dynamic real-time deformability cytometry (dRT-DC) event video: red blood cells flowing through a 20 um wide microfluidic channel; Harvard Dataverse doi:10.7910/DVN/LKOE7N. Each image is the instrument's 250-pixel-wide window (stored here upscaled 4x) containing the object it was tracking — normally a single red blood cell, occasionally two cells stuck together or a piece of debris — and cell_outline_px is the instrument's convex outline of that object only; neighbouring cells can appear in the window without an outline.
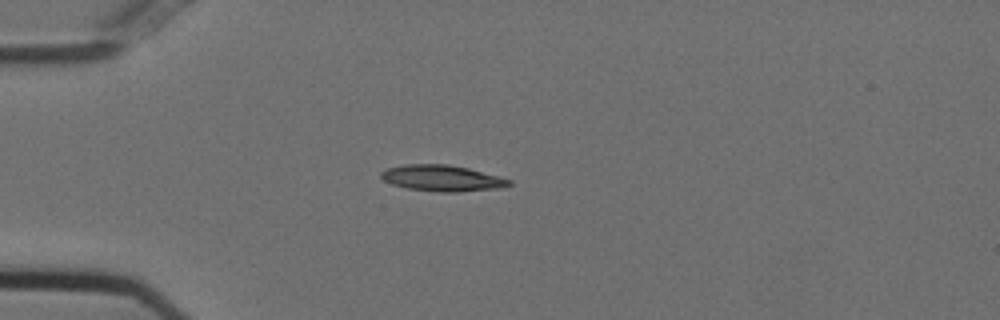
{"species": "Egyptian fruit bat (a non-hibernating species)", "species_latin": "Rousettus aegyptiacus", "temperature_condition": "cold", "stored_images_in_passage": 41, "camera_frame_rate_fps": 3000, "um_per_image_px": 0.085, "animal": {"sex": "female"}, "frame": {"image": 1, "passage_image": 1, "time_ms": 0.0, "image_size_px": [1000, 320], "cell_outline_px": [[512, 184], [496, 188], [456, 192], [440, 192], [408, 188], [392, 184], [384, 180], [380, 176], [380, 172], [388, 168], [404, 164], [448, 164], [468, 168], [500, 176], [512, 180]], "centroid_in_image_um": [37.58, 15.13], "position_along_channel_um": 47.4, "area_um2": 19.36}}
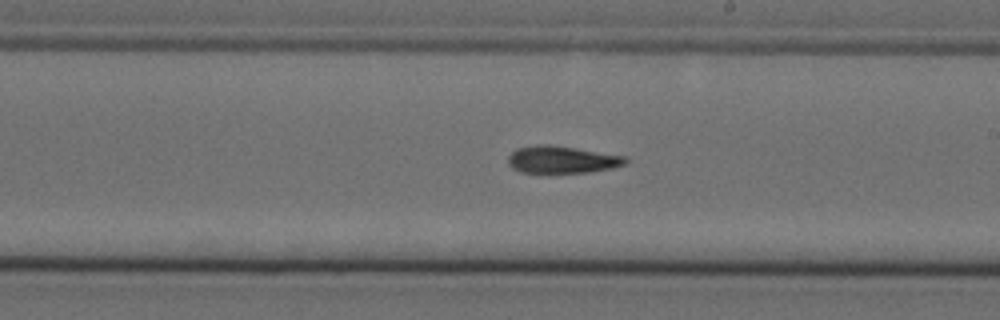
{"frame": {"image": 2, "passage_image": 18, "time_ms": 5.667, "image_size_px": [1000, 320], "cell_outline_px": [[628, 160], [624, 164], [612, 168], [588, 172], [520, 172], [512, 168], [508, 164], [508, 156], [516, 148], [536, 144], [548, 144], [628, 156]], "centroid_in_image_um": [47.75, 13.55], "position_along_channel_um": 241.2, "area_um2": 18.61}}
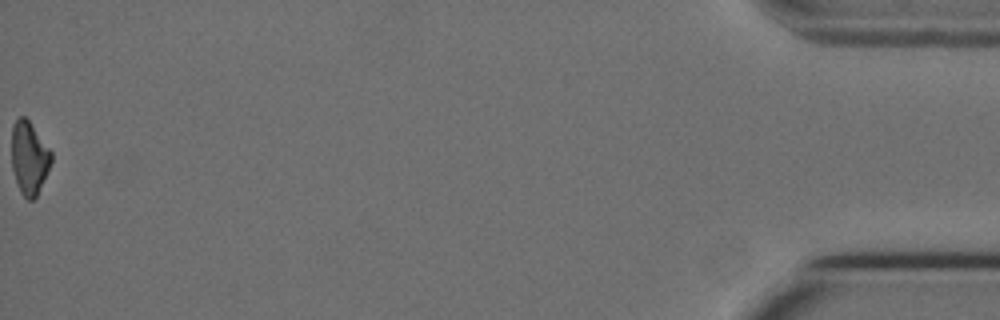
{"frame": {"image": 3, "passage_image": 41, "time_ms": 13.333, "image_size_px": [1000, 320], "cell_outline_px": [[52, 160], [36, 196], [32, 200], [28, 200], [20, 192], [12, 168], [12, 124], [20, 116], [24, 116], [28, 120], [52, 152]], "centroid_in_image_um": [2.47, 13.41], "position_along_channel_um": 432.7, "area_um2": 16.53}, "authors_computed_cell_mechanics": {"area_um2": 18.6116, "velocity_mm_per_s": 3.7496, "shape_relaxation_time_tau1_ms": 6.3124, "shape_relaxation_time_tau2_ms": null, "deformation_change_tau1": 0.1745, "deformation_change_tau2": null}}